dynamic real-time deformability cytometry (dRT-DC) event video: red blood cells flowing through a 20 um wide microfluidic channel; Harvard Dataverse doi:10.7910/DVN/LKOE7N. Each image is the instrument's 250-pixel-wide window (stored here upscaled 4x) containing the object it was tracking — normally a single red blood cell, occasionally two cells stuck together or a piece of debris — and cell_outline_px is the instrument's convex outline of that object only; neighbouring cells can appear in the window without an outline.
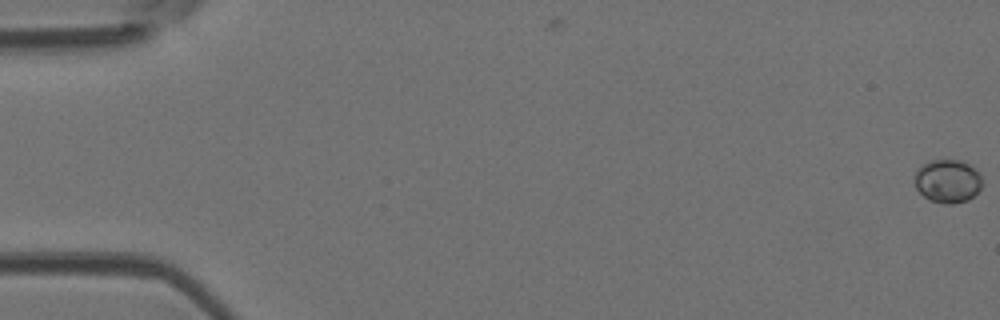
{"species": "Egyptian fruit bat (a non-hibernating species)", "species_latin": "Rousettus aegyptiacus", "temperature_condition": "room temperature", "stored_images_in_passage": 50, "camera_frame_rate_fps": 3000, "um_per_image_px": 0.085, "animal": {"sex": "female"}, "frame": {"image": 1, "passage_image": 1, "time_ms": 0.0, "image_size_px": [1000, 320], "cell_outline_px": [[980, 188], [968, 200], [952, 204], [944, 204], [928, 200], [916, 188], [916, 172], [924, 164], [932, 160], [956, 160], [968, 164], [980, 176]], "centroid_in_image_um": [80.53, 15.42], "position_along_channel_um": 4.5, "area_um2": 16.53}}
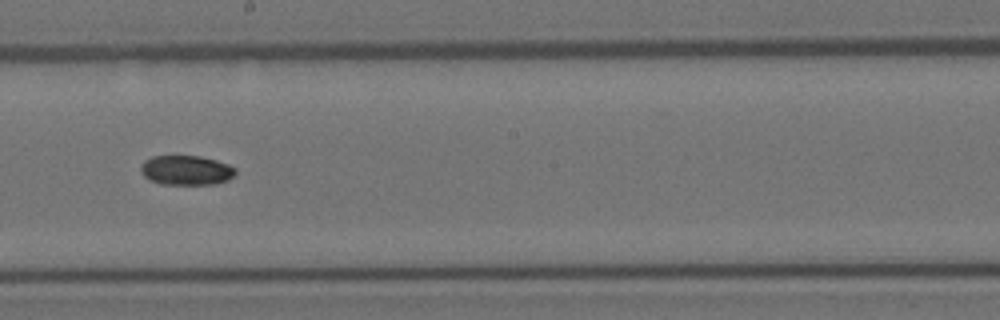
{"frame": {"image": 2, "passage_image": 29, "time_ms": 9.333, "image_size_px": [1000, 320], "cell_outline_px": [[236, 172], [228, 180], [216, 184], [160, 184], [144, 176], [140, 172], [140, 164], [144, 160], [152, 156], [200, 156], [216, 160], [228, 164], [236, 168]], "centroid_in_image_um": [15.82, 14.46], "position_along_channel_um": 232.4, "area_um2": 16.42}}
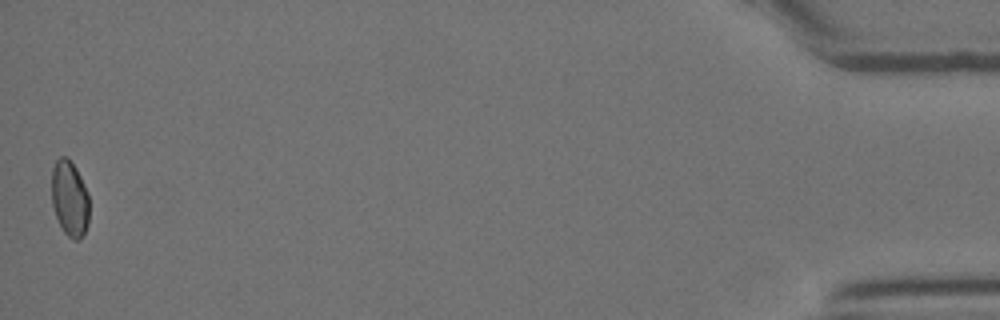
{"frame": {"image": 3, "passage_image": 50, "time_ms": 16.333, "image_size_px": [1000, 320], "cell_outline_px": [[88, 224], [80, 240], [72, 240], [64, 232], [56, 216], [52, 204], [52, 168], [56, 160], [60, 156], [68, 156], [76, 168], [88, 192]], "centroid_in_image_um": [5.92, 16.85], "position_along_channel_um": 429.3, "area_um2": 16.65}, "authors_computed_cell_mechanics": {"area_um2": 16.5308, "velocity_mm_per_s": 4.1602, "shape_relaxation_time_tau1_ms": 5.8304, "shape_relaxation_time_tau2_ms": null, "deformation_change_tau1": 0.1377, "deformation_change_tau2": null}}